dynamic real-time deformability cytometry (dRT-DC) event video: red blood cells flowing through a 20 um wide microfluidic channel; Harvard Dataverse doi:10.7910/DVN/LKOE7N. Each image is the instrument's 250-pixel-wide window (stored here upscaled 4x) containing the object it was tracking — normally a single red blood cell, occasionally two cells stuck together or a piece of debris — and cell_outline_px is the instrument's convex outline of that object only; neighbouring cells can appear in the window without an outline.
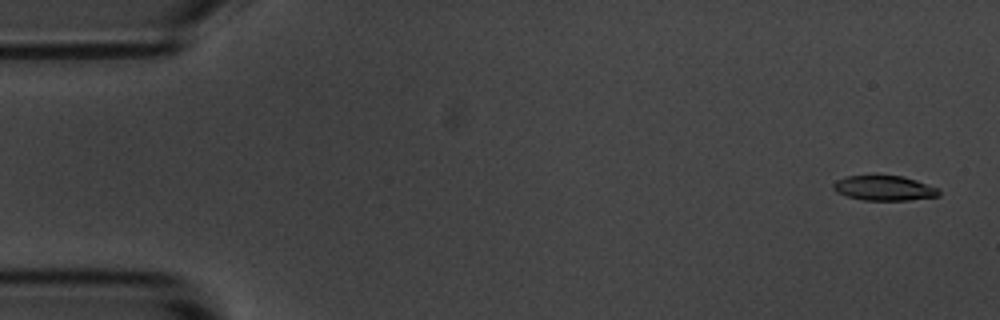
{"species": "common noctule bat (a hibernating species)", "species_latin": "Nyctalus noctula", "temperature_condition": "room temperature", "stored_images_in_passage": 6, "camera_frame_rate_fps": 3000, "um_per_image_px": 0.085, "animal": {"sex": "male", "body_mass_g": 20.1, "forearm_length_mm": 53.5}, "frame": {"image": 1, "passage_image": 1, "time_ms": 0.0, "image_size_px": [1000, 320], "cell_outline_px": [[940, 196], [908, 200], [864, 200], [848, 196], [836, 192], [832, 188], [832, 184], [836, 180], [848, 176], [904, 176], [940, 188]], "centroid_in_image_um": [75.18, 15.99], "position_along_channel_um": 9.8, "area_um2": 15.32}}
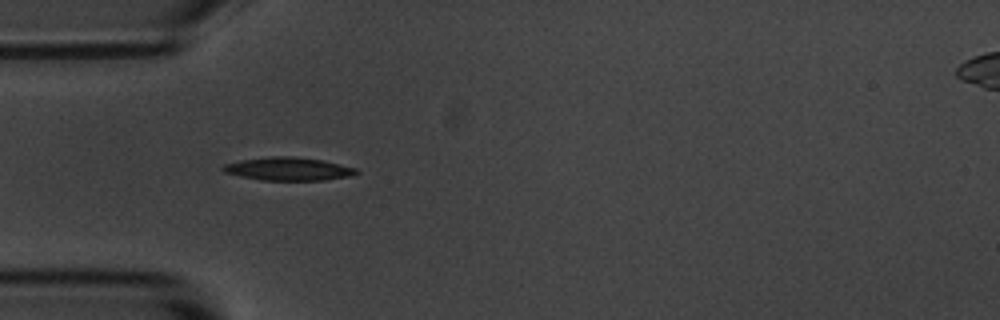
{"frame": {"image": 2, "passage_image": 5, "time_ms": 4.667, "image_size_px": [1000, 320], "cell_outline_px": [[360, 172], [352, 176], [324, 180], [260, 180], [240, 176], [224, 172], [220, 168], [224, 164], [240, 160], [268, 156], [292, 156], [324, 160], [356, 168]], "centroid_in_image_um": [24.51, 14.35], "position_along_channel_um": 60.5, "area_um2": 18.15}}